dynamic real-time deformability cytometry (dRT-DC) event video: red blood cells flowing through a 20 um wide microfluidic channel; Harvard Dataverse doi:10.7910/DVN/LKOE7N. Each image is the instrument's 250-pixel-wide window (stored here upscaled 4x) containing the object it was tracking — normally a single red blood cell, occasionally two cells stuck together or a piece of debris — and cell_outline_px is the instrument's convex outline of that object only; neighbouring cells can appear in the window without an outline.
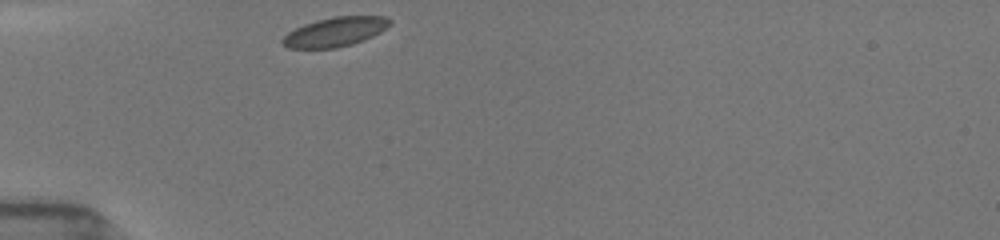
{"species": "common noctule bat (a hibernating species)", "species_latin": "Nyctalus noctula", "temperature_condition": "room temperature", "stored_images_in_passage": 4, "camera_frame_rate_fps": 3000, "um_per_image_px": 0.085, "animal": {"sex": "female", "body_mass_g": 19.5, "forearm_length_mm": 54.1}, "frame": {"image": 1, "passage_image": 1, "time_ms": 0.0, "image_size_px": [1000, 240], "cell_outline_px": [[392, 24], [380, 32], [364, 40], [352, 44], [336, 48], [288, 48], [280, 40], [288, 32], [304, 24], [316, 20], [332, 16], [384, 16], [392, 20]], "centroid_in_image_um": [28.5, 2.7], "position_along_channel_um": 56.5, "area_um2": 18.38}}